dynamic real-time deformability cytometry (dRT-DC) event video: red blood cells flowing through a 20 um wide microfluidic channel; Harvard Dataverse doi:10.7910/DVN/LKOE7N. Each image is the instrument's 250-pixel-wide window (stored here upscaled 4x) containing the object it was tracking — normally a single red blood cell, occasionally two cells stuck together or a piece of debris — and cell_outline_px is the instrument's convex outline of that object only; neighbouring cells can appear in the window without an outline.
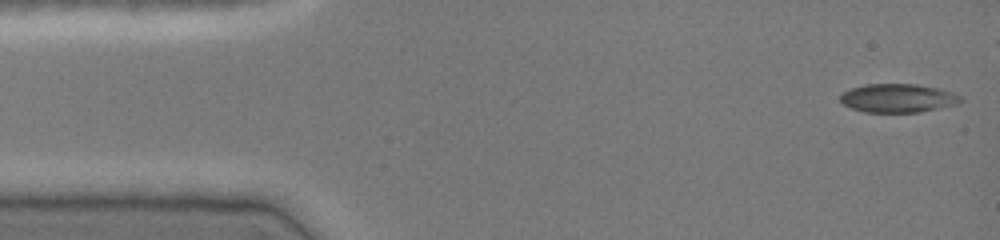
{"species": "common noctule bat (a hibernating species)", "species_latin": "Nyctalus noctula", "temperature_condition": "cold", "stored_images_in_passage": 41, "camera_frame_rate_fps": 3000, "um_per_image_px": 0.085, "animal": {"sex": "female", "body_mass_g": 19.0, "forearm_length_mm": 51.5}, "frame": {"image": 1, "passage_image": 1, "time_ms": 0.0, "image_size_px": [1000, 240], "cell_outline_px": [[964, 100], [956, 104], [940, 108], [920, 112], [864, 112], [852, 108], [844, 104], [840, 100], [840, 96], [844, 92], [852, 88], [864, 84], [916, 84], [940, 88], [952, 92], [960, 96]], "centroid_in_image_um": [76.35, 8.34], "position_along_channel_um": 8.7, "area_um2": 20.06}}
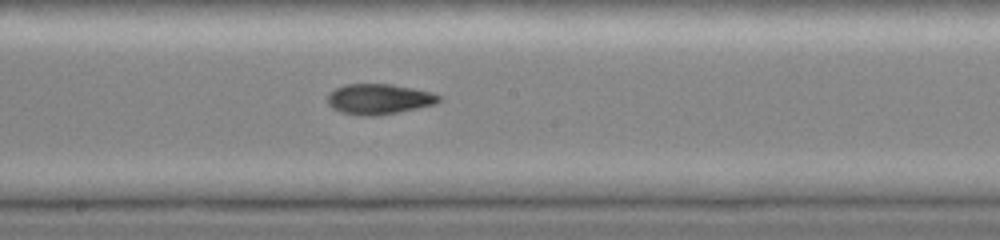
{"frame": {"image": 2, "passage_image": 24, "time_ms": 7.667, "image_size_px": [1000, 240], "cell_outline_px": [[444, 100], [436, 104], [376, 116], [360, 116], [340, 112], [332, 108], [328, 104], [328, 92], [344, 84], [392, 84], [432, 92], [440, 96]], "centroid_in_image_um": [32.2, 8.42], "position_along_channel_um": 216.0, "area_um2": 19.88}}
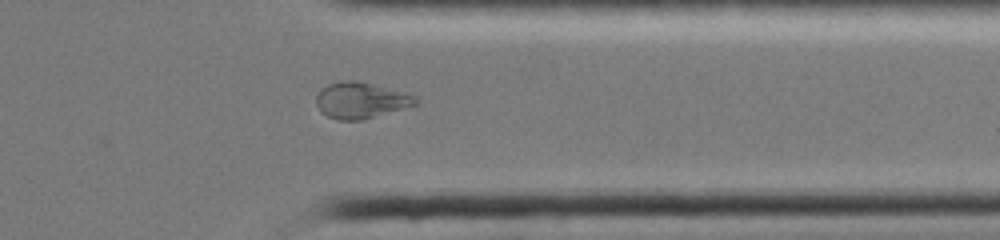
{"frame": {"image": 3, "passage_image": 36, "time_ms": 11.667, "image_size_px": [1000, 240], "cell_outline_px": [[420, 100], [416, 104], [360, 120], [336, 120], [320, 112], [316, 104], [316, 96], [320, 88], [328, 84], [340, 80], [360, 80], [416, 96]], "centroid_in_image_um": [30.6, 8.5], "position_along_channel_um": 380.8, "area_um2": 20.87}}